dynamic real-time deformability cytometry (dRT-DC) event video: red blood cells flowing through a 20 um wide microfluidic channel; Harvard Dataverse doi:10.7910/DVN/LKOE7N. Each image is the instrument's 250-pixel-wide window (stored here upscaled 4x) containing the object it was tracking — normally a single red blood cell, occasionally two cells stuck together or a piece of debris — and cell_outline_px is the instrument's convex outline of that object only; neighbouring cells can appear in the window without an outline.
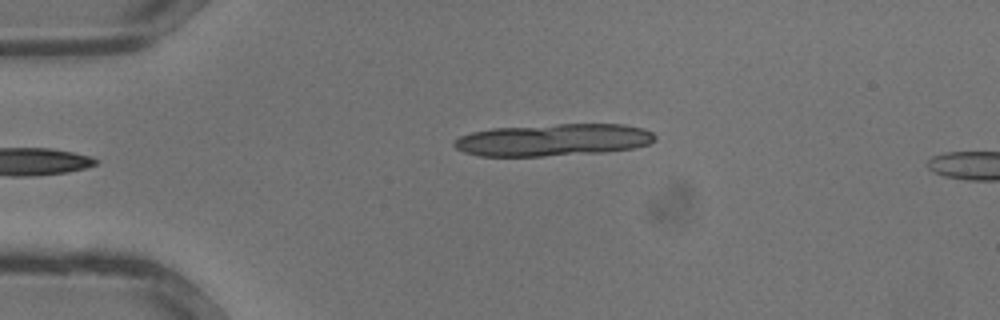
{"species": "common noctule bat (a hibernating species)", "species_latin": "Nyctalus noctula", "temperature_condition": "warm", "stored_images_in_passage": 6, "camera_frame_rate_fps": 3000, "um_per_image_px": 0.085, "animal": {"sex": "male", "body_mass_g": 13.3}, "frame": {"image": 1, "passage_image": 1, "time_ms": 0.0, "image_size_px": [1000, 320], "cell_outline_px": [[656, 140], [648, 144], [636, 148], [604, 152], [544, 156], [480, 156], [464, 152], [456, 148], [452, 144], [460, 136], [472, 132], [492, 128], [556, 124], [624, 124], [644, 128], [652, 132], [656, 136]], "centroid_in_image_um": [47.06, 11.89], "position_along_channel_um": 37.9, "area_um2": 37.86}}